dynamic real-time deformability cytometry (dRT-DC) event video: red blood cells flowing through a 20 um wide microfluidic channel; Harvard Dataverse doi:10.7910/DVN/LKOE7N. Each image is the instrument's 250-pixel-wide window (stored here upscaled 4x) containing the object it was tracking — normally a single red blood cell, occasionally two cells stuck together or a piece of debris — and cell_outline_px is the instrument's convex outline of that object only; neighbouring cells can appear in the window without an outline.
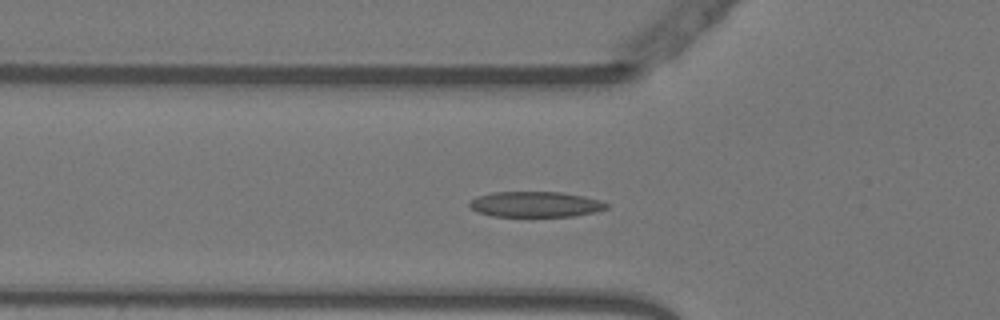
{"species": "Egyptian fruit bat (a non-hibernating species)", "species_latin": "Rousettus aegyptiacus", "temperature_condition": "warm", "stored_images_in_passage": 53, "segment_of_instrument_passage": [1, 2], "camera_frame_rate_fps": 3000, "um_per_image_px": 0.085, "animal": {"sex": "female"}, "frame": {"image": 1, "passage_image": 16, "time_ms": 5.0, "image_size_px": [1000, 320], "cell_outline_px": [[608, 208], [596, 212], [572, 216], [492, 216], [476, 212], [468, 208], [468, 204], [476, 196], [492, 192], [560, 192], [584, 196], [600, 200], [608, 204]], "centroid_in_image_um": [45.48, 17.36], "position_along_channel_um": 80.3, "area_um2": 20.52}}
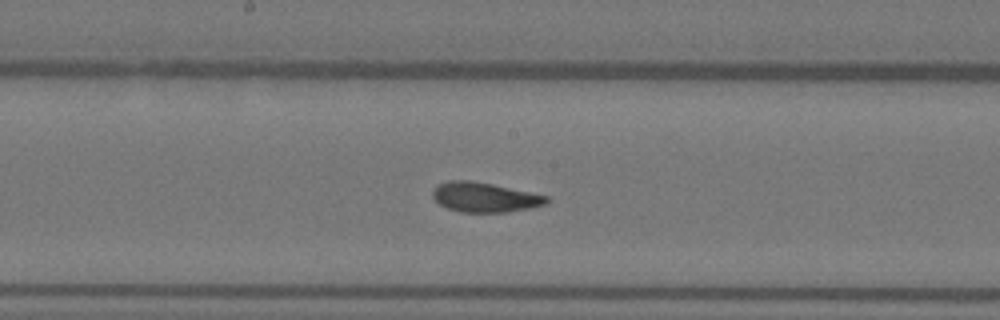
{"frame": {"image": 2, "passage_image": 26, "time_ms": 8.333, "image_size_px": [1000, 320], "cell_outline_px": [[548, 204], [508, 212], [460, 212], [448, 208], [440, 204], [432, 196], [432, 192], [440, 184], [448, 180], [472, 180], [492, 184], [548, 196]], "centroid_in_image_um": [41.2, 16.77], "position_along_channel_um": 207.0, "area_um2": 19.54}}
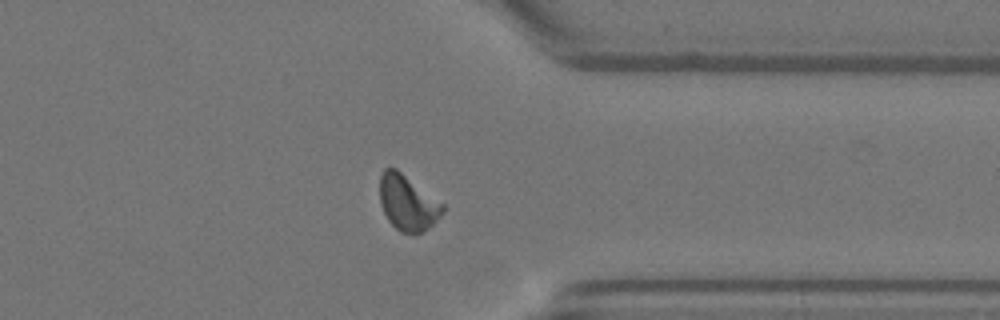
{"frame": {"image": 3, "passage_image": 40, "time_ms": 13.0, "image_size_px": [1000, 320], "cell_outline_px": [[444, 212], [428, 228], [412, 236], [400, 232], [388, 220], [380, 204], [380, 176], [384, 168], [396, 168], [444, 204]], "centroid_in_image_um": [34.64, 17.25], "position_along_channel_um": 376.8, "area_um2": 20.35}}